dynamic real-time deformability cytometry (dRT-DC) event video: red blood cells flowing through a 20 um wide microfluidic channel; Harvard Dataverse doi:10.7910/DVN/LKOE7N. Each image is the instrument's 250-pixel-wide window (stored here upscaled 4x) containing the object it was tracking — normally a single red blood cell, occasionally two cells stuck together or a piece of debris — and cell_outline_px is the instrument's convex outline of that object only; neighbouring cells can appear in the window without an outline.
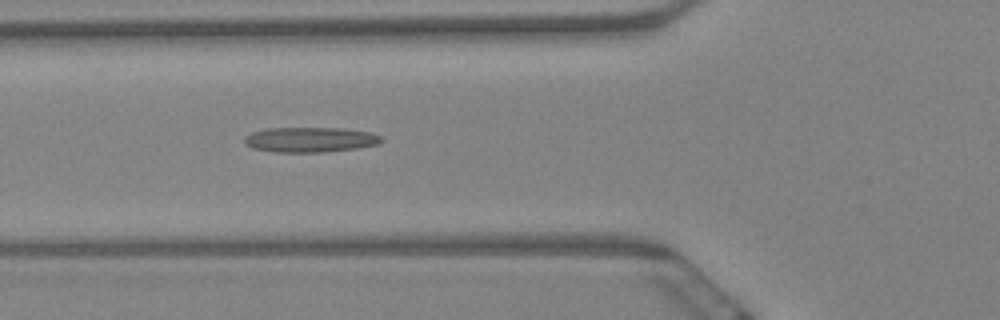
{"species": "Egyptian fruit bat (a non-hibernating species)", "species_latin": "Rousettus aegyptiacus", "temperature_condition": "warm", "stored_images_in_passage": 6, "camera_frame_rate_fps": 3000, "um_per_image_px": 0.085, "animal": {"sex": "female"}, "frame": {"image": 1, "passage_image": 6, "time_ms": 1.667, "image_size_px": [1000, 320], "cell_outline_px": [[384, 140], [380, 144], [356, 148], [324, 152], [276, 152], [252, 148], [244, 144], [244, 136], [252, 132], [264, 128], [344, 128], [372, 132], [380, 136]], "centroid_in_image_um": [26.36, 11.86], "position_along_channel_um": 99.4, "area_um2": 20.23}}